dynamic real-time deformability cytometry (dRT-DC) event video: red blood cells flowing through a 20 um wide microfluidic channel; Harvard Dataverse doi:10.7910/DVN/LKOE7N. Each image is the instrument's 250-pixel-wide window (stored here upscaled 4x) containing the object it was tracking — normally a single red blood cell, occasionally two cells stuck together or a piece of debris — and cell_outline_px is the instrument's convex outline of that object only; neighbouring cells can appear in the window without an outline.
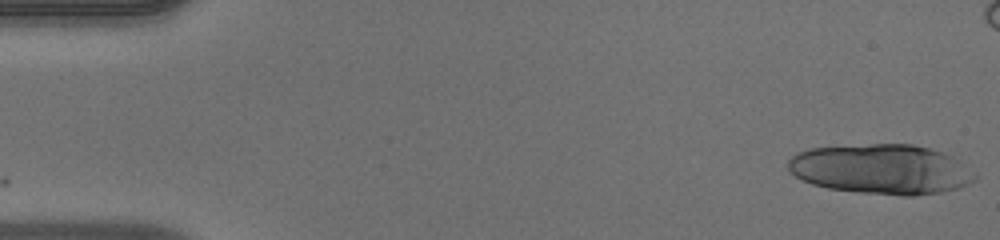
{"species": "human", "species_latin": "Homo sapiens", "temperature_condition": "warm", "stored_images_in_passage": 25, "camera_frame_rate_fps": 3000, "um_per_image_px": 0.085, "donor": {"sex": "male"}, "frame": {"image": 1, "passage_image": 1, "time_ms": 0.0, "image_size_px": [1000, 240], "cell_outline_px": [[976, 180], [968, 184], [944, 192], [912, 196], [900, 196], [860, 192], [828, 188], [812, 184], [800, 180], [788, 168], [788, 160], [792, 156], [800, 152], [812, 148], [872, 144], [912, 144], [932, 148], [952, 156], [976, 176]], "centroid_in_image_um": [74.9, 14.39], "position_along_channel_um": 10.1, "area_um2": 54.1}}
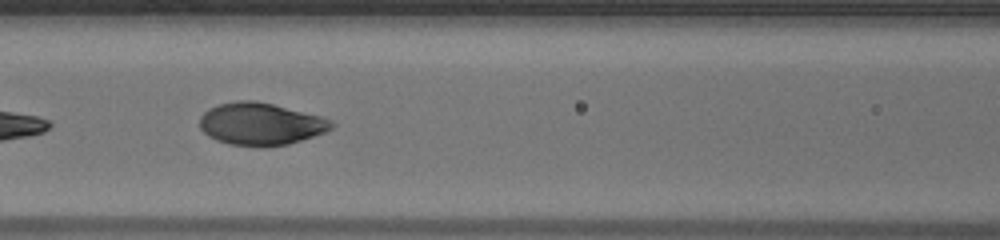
{"frame": {"image": 2, "passage_image": 22, "time_ms": 7.0, "image_size_px": [1000, 240], "cell_outline_px": [[336, 124], [332, 128], [324, 132], [288, 144], [264, 148], [260, 148], [228, 144], [216, 140], [208, 136], [200, 128], [200, 116], [208, 108], [220, 104], [236, 100], [256, 100], [324, 116], [332, 120]], "centroid_in_image_um": [22.16, 10.54], "position_along_channel_um": 144.4, "area_um2": 33.0}}